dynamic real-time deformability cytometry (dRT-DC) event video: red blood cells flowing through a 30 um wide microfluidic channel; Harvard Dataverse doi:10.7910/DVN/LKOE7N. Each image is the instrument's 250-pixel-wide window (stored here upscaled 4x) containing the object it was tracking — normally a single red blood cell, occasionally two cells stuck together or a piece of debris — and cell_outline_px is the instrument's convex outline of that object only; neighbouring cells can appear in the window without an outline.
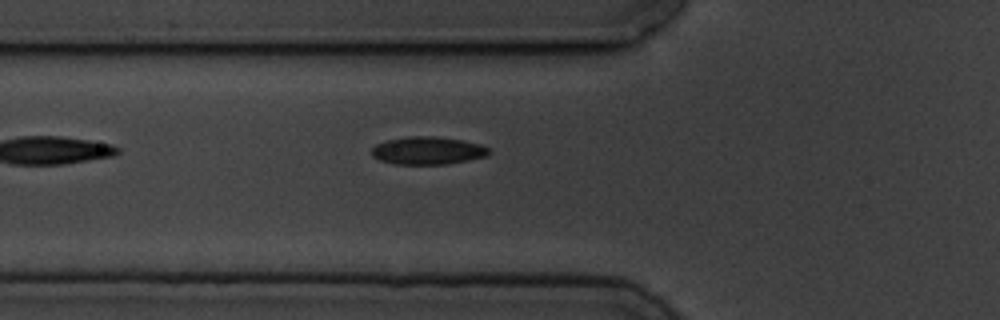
{"species": "common noctule bat (a hibernating species)", "species_latin": "Nyctalus noctula", "temperature_condition": "cold", "stored_images_in_passage": 2, "camera_frame_rate_fps": 3000, "um_per_image_px": 0.085, "animal": {"sex": "male", "body_mass_g": 19.5, "forearm_length_mm": 54.6}, "frame": {"image": 1, "passage_image": 2, "time_ms": 1.333, "image_size_px": [1000, 320], "cell_outline_px": [[492, 152], [488, 156], [448, 164], [392, 164], [380, 160], [372, 156], [372, 148], [376, 144], [388, 140], [408, 136], [432, 136], [460, 140], [480, 144], [488, 148]], "centroid_in_image_um": [36.36, 12.81], "position_along_channel_um": 89.4, "area_um2": 18.96}}